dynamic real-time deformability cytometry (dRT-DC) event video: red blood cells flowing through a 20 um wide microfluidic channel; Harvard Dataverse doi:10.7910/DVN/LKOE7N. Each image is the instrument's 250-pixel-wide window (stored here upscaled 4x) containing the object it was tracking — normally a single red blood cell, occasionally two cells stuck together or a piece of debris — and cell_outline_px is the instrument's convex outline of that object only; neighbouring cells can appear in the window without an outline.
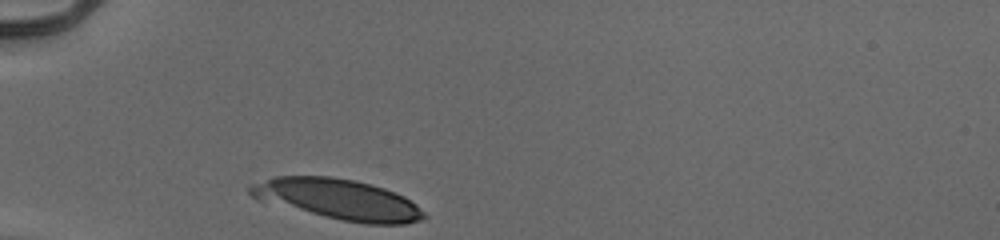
{"species": "human", "species_latin": "Homo sapiens", "temperature_condition": "cold", "stored_images_in_passage": 9, "camera_frame_rate_fps": 3000, "um_per_image_px": 0.085, "donor": {"sex": "male"}, "frame": {"image": 1, "passage_image": 1, "time_ms": 0.0, "image_size_px": [1000, 240], "cell_outline_px": [[428, 216], [420, 220], [404, 224], [364, 224], [324, 216], [256, 200], [244, 188], [248, 184], [276, 176], [332, 176], [372, 184], [384, 188], [404, 196], [416, 204]], "centroid_in_image_um": [28.69, 16.93], "position_along_channel_um": 56.3, "area_um2": 41.15}}
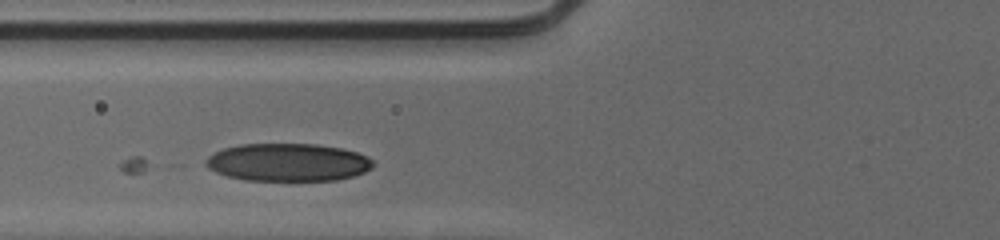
{"frame": {"image": 2, "passage_image": 6, "time_ms": 1.667, "image_size_px": [1000, 240], "cell_outline_px": [[376, 164], [372, 168], [364, 172], [352, 176], [336, 180], [244, 180], [228, 176], [216, 172], [208, 168], [204, 164], [204, 160], [208, 156], [224, 148], [240, 144], [316, 144], [340, 148], [356, 152], [372, 160]], "centroid_in_image_um": [24.45, 13.8], "position_along_channel_um": 101.3, "area_um2": 36.76}}
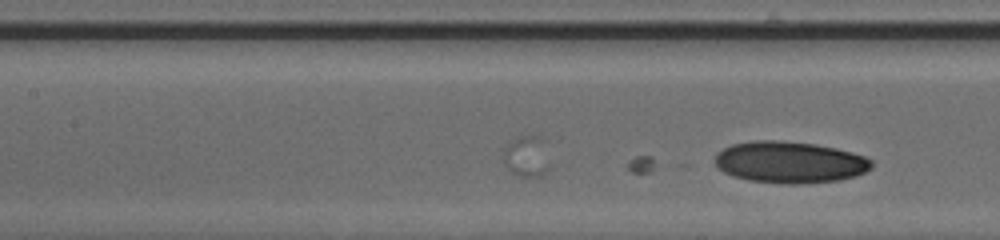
{"frame": {"image": 3, "passage_image": 9, "time_ms": 2.667, "image_size_px": [1000, 240], "cell_outline_px": [[872, 168], [856, 176], [840, 180], [804, 184], [784, 184], [748, 180], [732, 176], [724, 172], [716, 164], [716, 152], [732, 144], [756, 140], [780, 140], [816, 144], [836, 148], [852, 152], [864, 156], [872, 160]], "centroid_in_image_um": [67.15, 13.79], "position_along_channel_um": 140.3, "area_um2": 38.21}}